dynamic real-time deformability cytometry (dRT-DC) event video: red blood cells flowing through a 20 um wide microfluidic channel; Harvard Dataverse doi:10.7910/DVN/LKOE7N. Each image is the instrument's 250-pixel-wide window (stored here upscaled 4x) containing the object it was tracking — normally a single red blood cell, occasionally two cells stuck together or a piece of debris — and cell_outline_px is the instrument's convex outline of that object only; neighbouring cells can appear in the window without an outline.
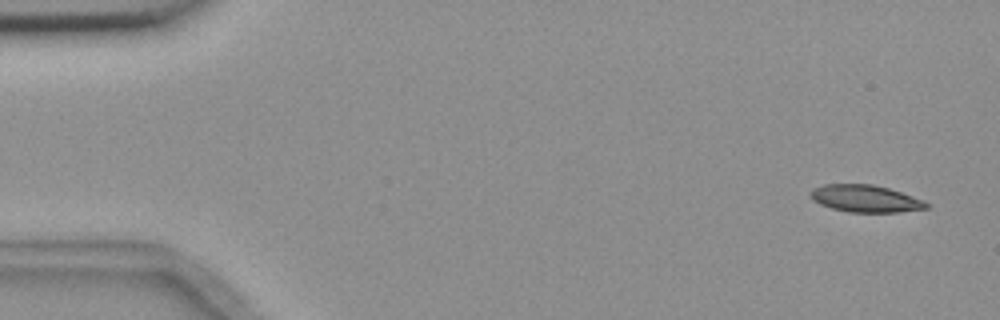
{"species": "common noctule bat (a hibernating species)", "species_latin": "Nyctalus noctula", "temperature_condition": "room temperature", "stored_images_in_passage": 6, "segment_of_instrument_passage": [2, 2], "camera_frame_rate_fps": 3000, "um_per_image_px": 0.085, "animal": {"sex": "female", "body_mass_g": 18.4}, "frame": {"image": 1, "passage_image": 6, "time_ms": 7.333, "image_size_px": [1000, 320], "cell_outline_px": [[928, 208], [900, 212], [848, 212], [832, 208], [820, 204], [812, 200], [808, 196], [808, 192], [812, 188], [824, 184], [872, 184], [888, 188], [924, 200], [928, 204]], "centroid_in_image_um": [73.5, 16.87], "position_along_channel_um": 11.5, "area_um2": 18.44}}